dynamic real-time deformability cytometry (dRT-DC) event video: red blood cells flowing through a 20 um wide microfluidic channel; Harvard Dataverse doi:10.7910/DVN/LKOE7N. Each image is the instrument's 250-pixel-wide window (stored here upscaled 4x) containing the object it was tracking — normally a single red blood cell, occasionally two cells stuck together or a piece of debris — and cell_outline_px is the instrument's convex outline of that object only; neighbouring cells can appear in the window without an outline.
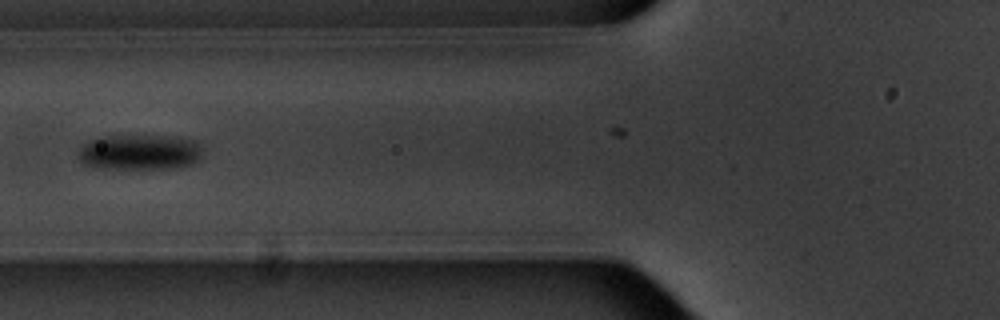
{"species": "common noctule bat (a hibernating species)", "species_latin": "Nyctalus noctula", "temperature_condition": "warm", "stored_images_in_passage": 9, "camera_frame_rate_fps": 3000, "um_per_image_px": 0.085, "animal": {"sex": "male", "body_mass_g": 20.1, "forearm_length_mm": 53.5}, "frame": {"image": 1, "passage_image": 9, "time_ms": 9.333, "image_size_px": [1000, 320], "cell_outline_px": [[200, 156], [192, 164], [180, 168], [112, 168], [84, 164], [80, 160], [80, 148], [88, 140], [100, 136], [160, 136], [192, 140], [200, 148]], "centroid_in_image_um": [11.84, 12.93], "position_along_channel_um": 114.0, "area_um2": 24.97}}